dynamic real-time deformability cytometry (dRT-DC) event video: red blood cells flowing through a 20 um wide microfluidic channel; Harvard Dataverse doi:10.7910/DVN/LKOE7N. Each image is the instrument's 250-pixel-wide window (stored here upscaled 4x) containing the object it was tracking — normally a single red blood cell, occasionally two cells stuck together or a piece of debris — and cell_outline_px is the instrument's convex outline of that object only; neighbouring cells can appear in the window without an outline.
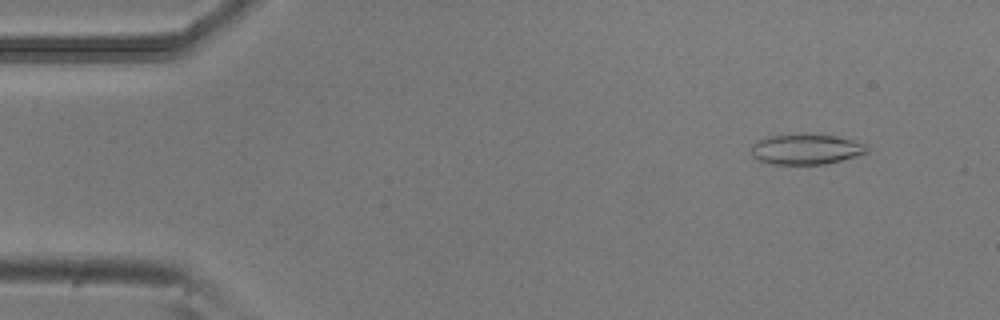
{"species": "common noctule bat (a hibernating species)", "species_latin": "Nyctalus noctula", "temperature_condition": "room temperature", "stored_images_in_passage": 32, "camera_frame_rate_fps": 3000, "um_per_image_px": 0.085, "animal": {"sex": "male", "body_mass_g": 20.5, "forearm_length_mm": 52.5}, "frame": {"image": 1, "passage_image": 5, "time_ms": 1.333, "image_size_px": [1000, 320], "cell_outline_px": [[868, 152], [856, 156], [828, 164], [768, 164], [752, 156], [752, 144], [768, 136], [800, 132], [836, 136], [852, 140], [864, 144], [868, 148]], "centroid_in_image_um": [68.5, 12.66], "position_along_channel_um": 16.5, "area_um2": 20.81}}